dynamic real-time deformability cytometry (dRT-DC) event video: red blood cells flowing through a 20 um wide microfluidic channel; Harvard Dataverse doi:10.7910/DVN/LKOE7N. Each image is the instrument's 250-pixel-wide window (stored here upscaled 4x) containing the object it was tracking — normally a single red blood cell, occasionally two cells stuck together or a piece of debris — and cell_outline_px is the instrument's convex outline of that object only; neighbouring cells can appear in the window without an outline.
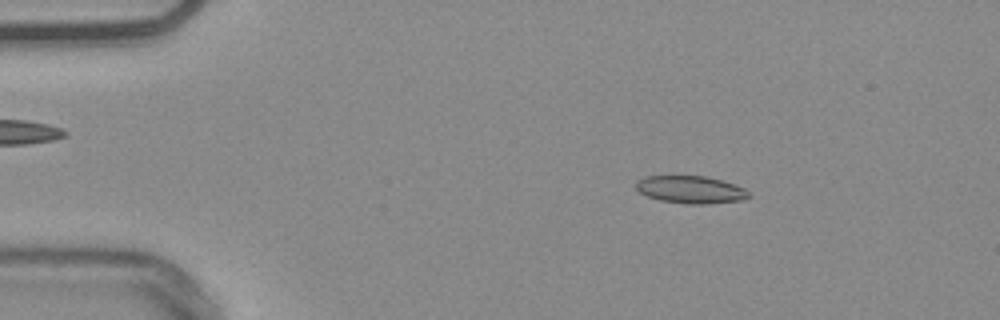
{"species": "common noctule bat (a hibernating species)", "species_latin": "Nyctalus noctula", "temperature_condition": "warm", "stored_images_in_passage": 53, "camera_frame_rate_fps": 3000, "um_per_image_px": 0.085, "animal": {"sex": "male", "body_mass_g": 20.4}, "frame": {"image": 1, "passage_image": 8, "time_ms": 2.333, "image_size_px": [1000, 320], "cell_outline_px": [[752, 196], [744, 200], [708, 204], [688, 204], [660, 200], [648, 196], [640, 192], [636, 188], [636, 180], [644, 176], [704, 176], [720, 180], [744, 188]], "centroid_in_image_um": [58.71, 16.12], "position_along_channel_um": 26.3, "area_um2": 18.03}}
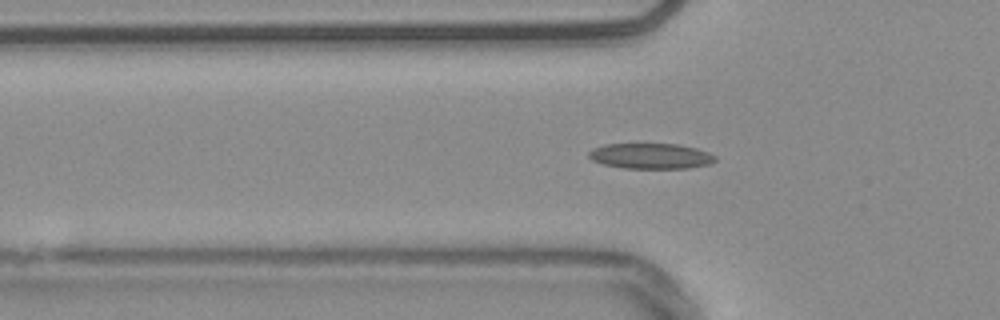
{"frame": {"image": 2, "passage_image": 17, "time_ms": 5.333, "image_size_px": [1000, 320], "cell_outline_px": [[716, 160], [708, 164], [688, 168], [624, 168], [604, 164], [592, 160], [588, 156], [588, 152], [592, 148], [604, 144], [680, 144], [696, 148], [708, 152], [716, 156]], "centroid_in_image_um": [55.3, 13.25], "position_along_channel_um": 70.5, "area_um2": 18.79}}
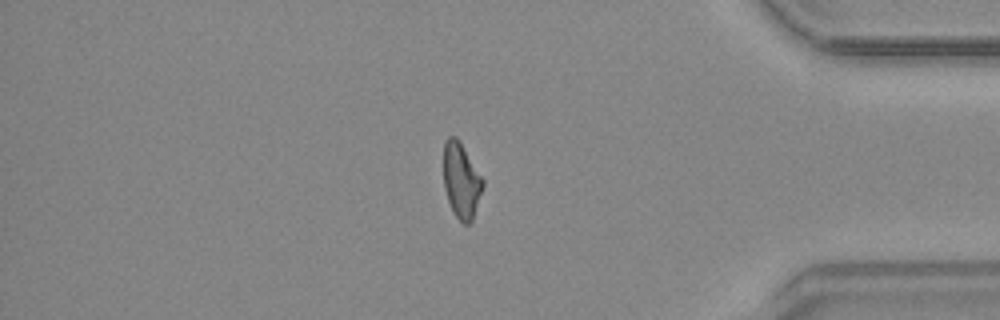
{"frame": {"image": 3, "passage_image": 45, "time_ms": 14.667, "image_size_px": [1000, 320], "cell_outline_px": [[484, 184], [472, 220], [468, 224], [464, 224], [452, 212], [444, 188], [444, 144], [448, 136], [456, 136], [460, 140], [484, 180]], "centroid_in_image_um": [39.2, 15.32], "position_along_channel_um": 396.0, "area_um2": 17.22}, "authors_computed_cell_mechanics": {"area_um2": 17.7446, "velocity_mm_per_s": 3.7702, "shape_relaxation_time_tau1_ms": null, "shape_relaxation_time_tau2_ms": 2.7549, "deformation_change_tau1": null, "deformation_change_tau2": 0.0948}}